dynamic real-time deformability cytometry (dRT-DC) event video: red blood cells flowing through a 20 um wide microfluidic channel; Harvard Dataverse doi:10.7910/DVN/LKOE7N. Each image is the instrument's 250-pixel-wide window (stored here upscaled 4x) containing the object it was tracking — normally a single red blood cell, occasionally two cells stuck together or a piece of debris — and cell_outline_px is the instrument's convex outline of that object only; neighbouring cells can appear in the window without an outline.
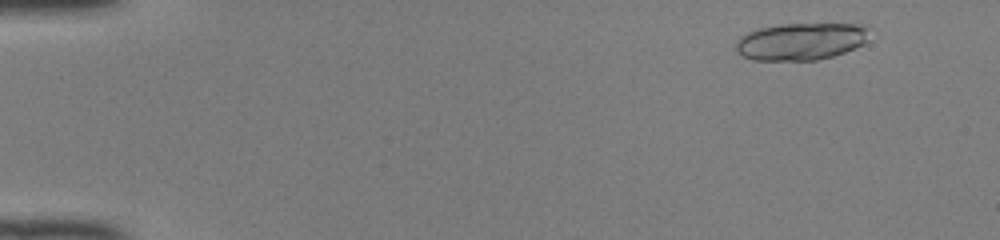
{"species": "common noctule bat (a hibernating species)", "species_latin": "Nyctalus noctula", "temperature_condition": "room temperature", "stored_images_in_passage": 19, "camera_frame_rate_fps": 3000, "um_per_image_px": 0.085, "animal": {"sex": "female", "body_mass_g": 22.0, "forearm_length_mm": 56.7}, "frame": {"image": 1, "passage_image": 5, "time_ms": 1.333, "image_size_px": [1000, 240], "cell_outline_px": [[868, 28], [864, 44], [844, 52], [832, 56], [816, 60], [752, 60], [736, 52], [736, 40], [740, 36], [748, 32], [760, 28], [780, 24], [860, 24]], "centroid_in_image_um": [68.04, 3.52], "position_along_channel_um": 17.0, "area_um2": 28.78}}